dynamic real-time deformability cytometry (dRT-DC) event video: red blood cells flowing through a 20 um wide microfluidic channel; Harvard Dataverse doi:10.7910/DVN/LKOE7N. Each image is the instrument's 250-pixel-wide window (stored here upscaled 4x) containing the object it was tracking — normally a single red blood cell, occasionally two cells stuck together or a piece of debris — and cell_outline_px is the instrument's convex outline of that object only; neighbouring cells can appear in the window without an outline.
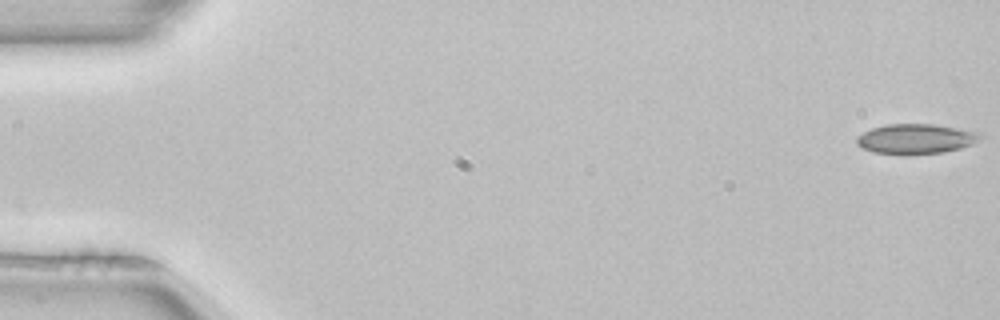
{"species": "common noctule bat (a hibernating species)", "species_latin": "Nyctalus noctula", "temperature_condition": "room temperature", "stored_images_in_passage": 52, "camera_frame_rate_fps": 3000, "um_per_image_px": 0.085, "animal": {"sex": "female", "body_mass_g": 22.7, "forearm_length_mm": 54.2}, "frame": {"image": 1, "passage_image": 1, "time_ms": 0.0, "image_size_px": [1000, 320], "cell_outline_px": [[984, 136], [972, 144], [960, 148], [944, 152], [900, 156], [872, 152], [856, 144], [856, 136], [872, 128], [888, 124], [932, 124], [984, 132]], "centroid_in_image_um": [77.86, 11.82], "position_along_channel_um": 7.1, "area_um2": 22.02}}
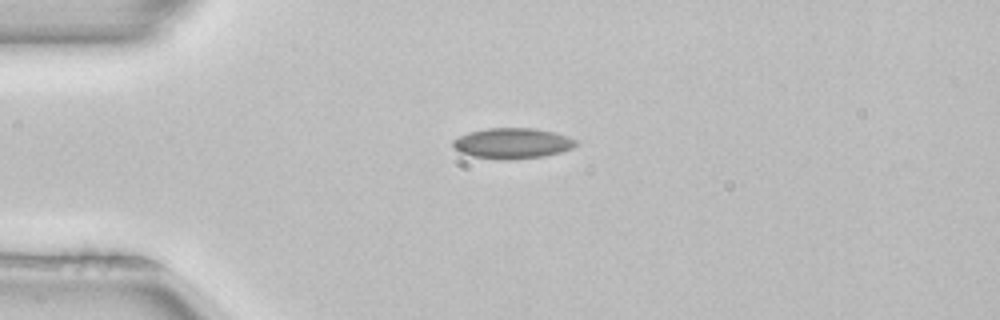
{"frame": {"image": 2, "passage_image": 13, "time_ms": 4.0, "image_size_px": [1000, 320], "cell_outline_px": [[580, 144], [572, 148], [560, 152], [544, 156], [508, 160], [504, 160], [472, 156], [460, 152], [452, 144], [452, 140], [468, 132], [488, 128], [532, 128], [556, 132], [568, 136], [576, 140]], "centroid_in_image_um": [43.59, 12.17], "position_along_channel_um": 41.4, "area_um2": 21.96}}
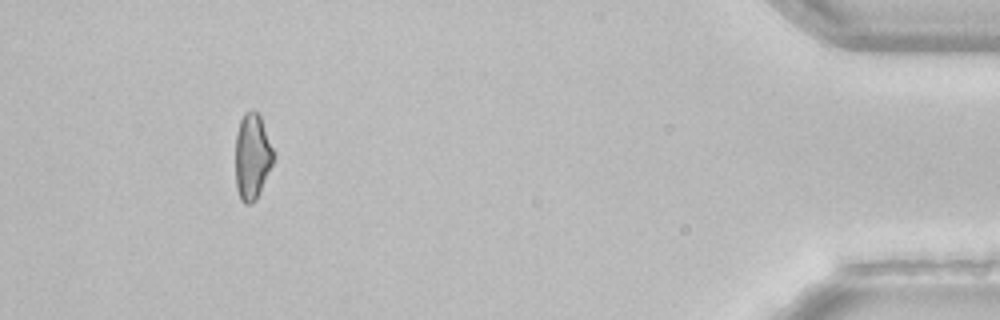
{"frame": {"image": 3, "passage_image": 48, "time_ms": 15.667, "image_size_px": [1000, 320], "cell_outline_px": [[276, 156], [260, 192], [256, 200], [252, 204], [244, 204], [240, 200], [236, 188], [236, 132], [240, 120], [244, 112], [252, 108], [260, 116]], "centroid_in_image_um": [21.44, 13.31], "position_along_channel_um": 413.8, "area_um2": 19.31}, "authors_computed_cell_mechanics": {"area_um2": 20.6346, "velocity_mm_per_s": 3.9868, "shape_relaxation_time_tau1_ms": 9.7385, "shape_relaxation_time_tau2_ms": 2.0094, "deformation_change_tau1": 0.1572, "deformation_change_tau2": 0.0739}}